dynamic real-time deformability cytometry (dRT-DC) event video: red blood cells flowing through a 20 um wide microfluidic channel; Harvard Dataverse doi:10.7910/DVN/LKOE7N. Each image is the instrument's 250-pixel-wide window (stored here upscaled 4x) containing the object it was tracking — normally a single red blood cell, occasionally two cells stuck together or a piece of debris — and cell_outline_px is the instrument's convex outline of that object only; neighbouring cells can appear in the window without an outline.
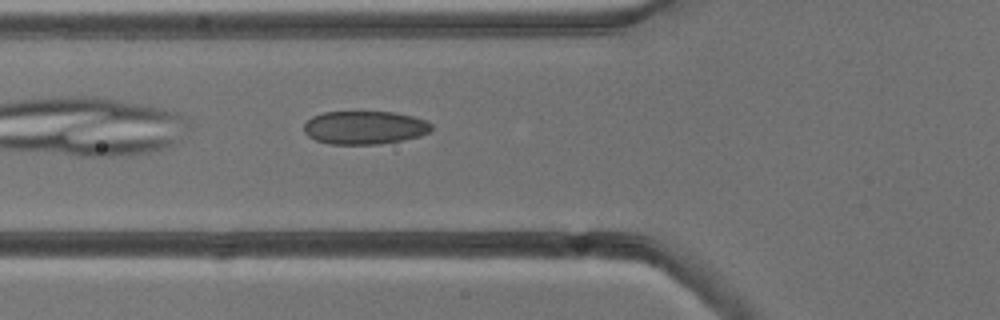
{"species": "common noctule bat (a hibernating species)", "species_latin": "Nyctalus noctula", "temperature_condition": "cold", "stored_images_in_passage": 4, "camera_frame_rate_fps": 3000, "um_per_image_px": 0.085, "animal": {"sex": "male", "body_mass_g": 13.3}, "frame": {"image": 1, "passage_image": 4, "time_ms": 4.333, "image_size_px": [1000, 320], "cell_outline_px": [[432, 128], [428, 132], [420, 136], [404, 140], [380, 144], [328, 144], [316, 140], [308, 136], [304, 132], [304, 124], [312, 116], [324, 112], [392, 112], [412, 116], [424, 120], [432, 124]], "centroid_in_image_um": [30.98, 10.85], "position_along_channel_um": 94.8, "area_um2": 24.74}}